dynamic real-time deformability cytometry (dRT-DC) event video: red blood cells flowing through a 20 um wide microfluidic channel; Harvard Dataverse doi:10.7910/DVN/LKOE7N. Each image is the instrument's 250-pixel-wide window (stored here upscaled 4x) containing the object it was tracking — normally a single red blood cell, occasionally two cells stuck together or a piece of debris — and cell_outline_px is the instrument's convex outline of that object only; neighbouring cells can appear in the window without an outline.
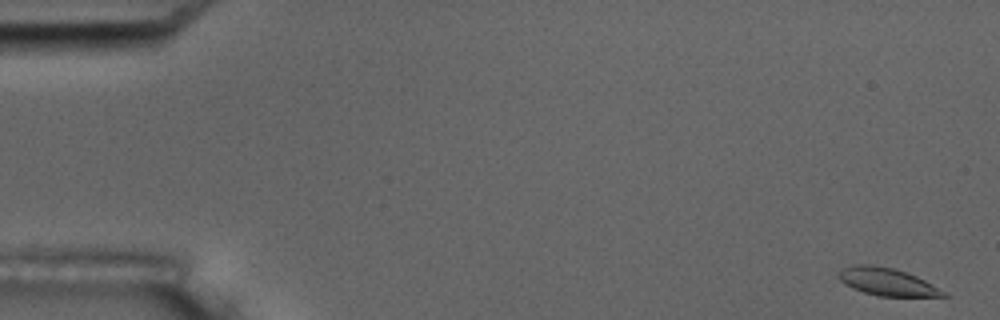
{"species": "common noctule bat (a hibernating species)", "species_latin": "Nyctalus noctula", "temperature_condition": "room temperature", "stored_images_in_passage": 5, "camera_frame_rate_fps": 3000, "um_per_image_px": 0.085, "animal": {"sex": "male", "body_mass_g": 17.5, "forearm_length_mm": 52.3}, "frame": {"image": 1, "passage_image": 1, "time_ms": 0.0, "image_size_px": [1000, 320], "cell_outline_px": [[948, 296], [876, 296], [852, 288], [844, 284], [836, 276], [836, 272], [840, 268], [852, 264], [872, 264], [892, 268], [916, 276], [948, 292]], "centroid_in_image_um": [75.33, 23.94], "position_along_channel_um": 9.7, "area_um2": 17.05}}